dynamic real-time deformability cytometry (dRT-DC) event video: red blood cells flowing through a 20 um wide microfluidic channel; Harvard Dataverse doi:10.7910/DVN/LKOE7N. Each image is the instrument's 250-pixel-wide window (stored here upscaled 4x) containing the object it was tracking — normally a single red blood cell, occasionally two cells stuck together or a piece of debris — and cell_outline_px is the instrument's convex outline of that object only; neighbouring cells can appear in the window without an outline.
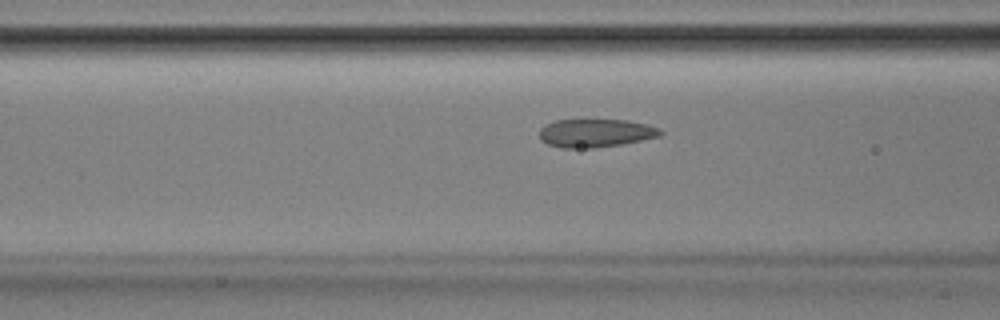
{"species": "Egyptian fruit bat (a non-hibernating species)", "species_latin": "Rousettus aegyptiacus", "temperature_condition": "room temperature", "stored_images_in_passage": 37, "camera_frame_rate_fps": 3000, "um_per_image_px": 0.085, "animal": {"sex": "male"}, "frame": {"image": 1, "passage_image": 12, "time_ms": 3.667, "image_size_px": [1000, 320], "cell_outline_px": [[664, 132], [660, 136], [620, 144], [592, 148], [560, 148], [548, 144], [540, 140], [540, 128], [544, 124], [556, 120], [628, 120], [648, 124], [660, 128]], "centroid_in_image_um": [50.61, 11.3], "position_along_channel_um": 116.0, "area_um2": 20.0}}
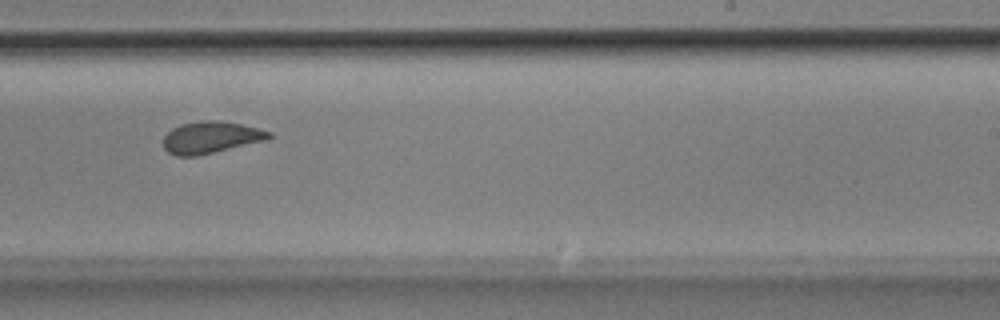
{"frame": {"image": 2, "passage_image": 24, "time_ms": 7.667, "image_size_px": [1000, 320], "cell_outline_px": [[272, 136], [268, 140], [196, 156], [176, 156], [168, 152], [164, 148], [164, 136], [172, 128], [180, 124], [200, 120], [220, 120], [260, 128], [272, 132]], "centroid_in_image_um": [17.94, 11.67], "position_along_channel_um": 271.1, "area_um2": 19.77}}
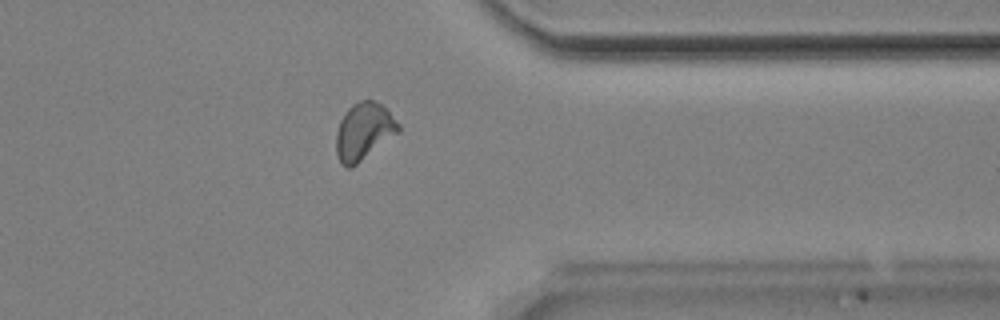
{"frame": {"image": 3, "passage_image": 33, "time_ms": 10.667, "image_size_px": [1000, 320], "cell_outline_px": [[400, 132], [352, 168], [348, 168], [340, 164], [336, 152], [336, 132], [340, 120], [344, 112], [352, 104], [360, 100], [372, 100], [380, 104], [400, 124]], "centroid_in_image_um": [30.9, 11.19], "position_along_channel_um": 380.5, "area_um2": 20.87}, "authors_computed_cell_mechanics": {"area_um2": 19.9988, "velocity_mm_per_s": 3.8862, "shape_relaxation_time_tau1_ms": null, "shape_relaxation_time_tau2_ms": 1.1526, "deformation_change_tau1": null, "deformation_change_tau2": 0.0687}}